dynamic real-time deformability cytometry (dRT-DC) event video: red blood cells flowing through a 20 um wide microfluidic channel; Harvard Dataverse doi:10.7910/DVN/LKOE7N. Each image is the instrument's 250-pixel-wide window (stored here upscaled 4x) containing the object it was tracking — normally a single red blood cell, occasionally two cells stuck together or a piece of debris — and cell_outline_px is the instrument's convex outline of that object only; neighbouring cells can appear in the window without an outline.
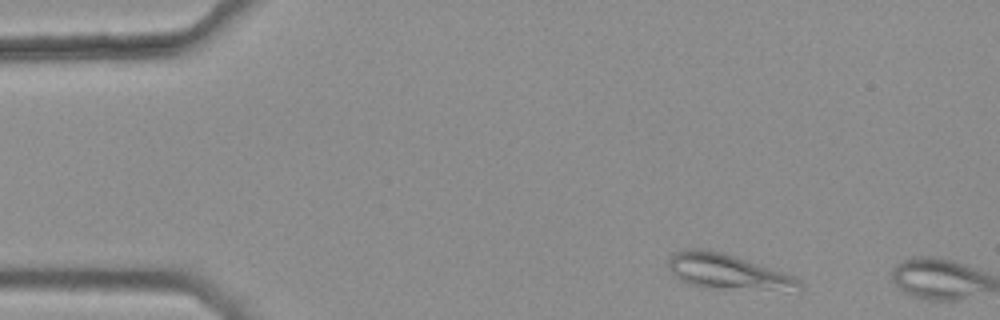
{"species": "common noctule bat (a hibernating species)", "species_latin": "Nyctalus noctula", "temperature_condition": "warm", "stored_images_in_passage": 2, "camera_frame_rate_fps": 3000, "um_per_image_px": 0.085, "animal": {"sex": "female", "body_mass_g": 25.1}, "frame": {"image": 1, "passage_image": 1, "time_ms": 0.0, "image_size_px": [1000, 320], "cell_outline_px": [[804, 288], [800, 292], [704, 288], [688, 284], [680, 280], [668, 268], [668, 256], [676, 252], [692, 248], [704, 248], [720, 252], [792, 276], [800, 280]], "centroid_in_image_um": [61.86, 23.15], "position_along_channel_um": 23.1, "area_um2": 27.05}}